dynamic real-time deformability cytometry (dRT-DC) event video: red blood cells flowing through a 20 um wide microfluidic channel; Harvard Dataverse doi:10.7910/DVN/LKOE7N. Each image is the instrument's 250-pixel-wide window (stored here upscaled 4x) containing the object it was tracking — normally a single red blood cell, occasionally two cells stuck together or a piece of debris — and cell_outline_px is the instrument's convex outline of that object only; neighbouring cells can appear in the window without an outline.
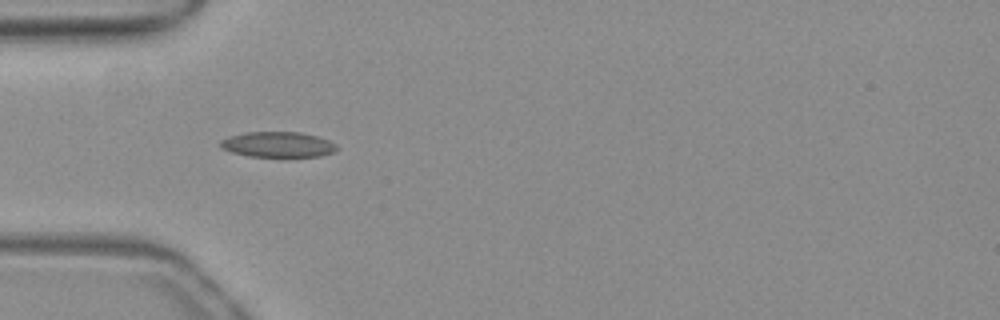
{"species": "common noctule bat (a hibernating species)", "species_latin": "Nyctalus noctula", "temperature_condition": "warm", "stored_images_in_passage": 39, "camera_frame_rate_fps": 3000, "um_per_image_px": 0.085, "animal": {"sex": "female", "body_mass_g": 19.3, "forearm_length_mm": 54.1}, "frame": {"image": 1, "passage_image": 4, "time_ms": 1.0, "image_size_px": [1000, 320], "cell_outline_px": [[340, 148], [332, 152], [320, 156], [248, 156], [232, 152], [220, 148], [220, 140], [228, 136], [244, 132], [300, 132], [316, 136], [328, 140], [336, 144]], "centroid_in_image_um": [23.59, 12.27], "position_along_channel_um": 61.4, "area_um2": 17.22}}
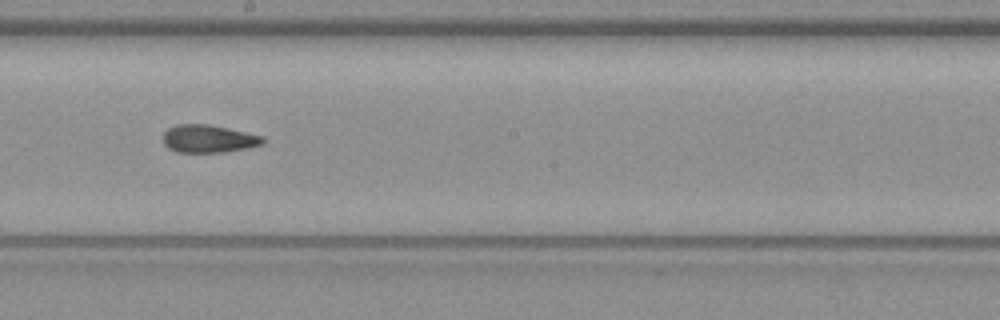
{"frame": {"image": 2, "passage_image": 17, "time_ms": 5.333, "image_size_px": [1000, 320], "cell_outline_px": [[264, 144], [248, 148], [224, 152], [176, 152], [168, 148], [164, 144], [164, 132], [168, 128], [176, 124], [208, 124], [228, 128], [264, 136]], "centroid_in_image_um": [17.73, 11.79], "position_along_channel_um": 230.5, "area_um2": 16.24}}
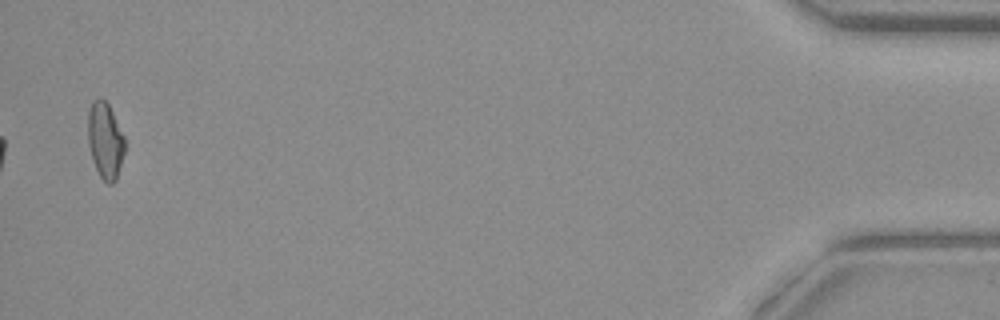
{"frame": {"image": 3, "passage_image": 39, "time_ms": 12.667, "image_size_px": [1000, 320], "cell_outline_px": [[124, 152], [116, 180], [112, 184], [108, 184], [100, 176], [92, 160], [88, 144], [88, 112], [92, 100], [100, 96], [108, 104], [124, 136]], "centroid_in_image_um": [8.92, 11.92], "position_along_channel_um": 426.3, "area_um2": 16.3}, "authors_computed_cell_mechanics": {"area_um2": 16.3574, "velocity_mm_per_s": 3.9442, "shape_relaxation_time_tau1_ms": null, "shape_relaxation_time_tau2_ms": 3.6927, "deformation_change_tau1": null, "deformation_change_tau2": 0.1247}}